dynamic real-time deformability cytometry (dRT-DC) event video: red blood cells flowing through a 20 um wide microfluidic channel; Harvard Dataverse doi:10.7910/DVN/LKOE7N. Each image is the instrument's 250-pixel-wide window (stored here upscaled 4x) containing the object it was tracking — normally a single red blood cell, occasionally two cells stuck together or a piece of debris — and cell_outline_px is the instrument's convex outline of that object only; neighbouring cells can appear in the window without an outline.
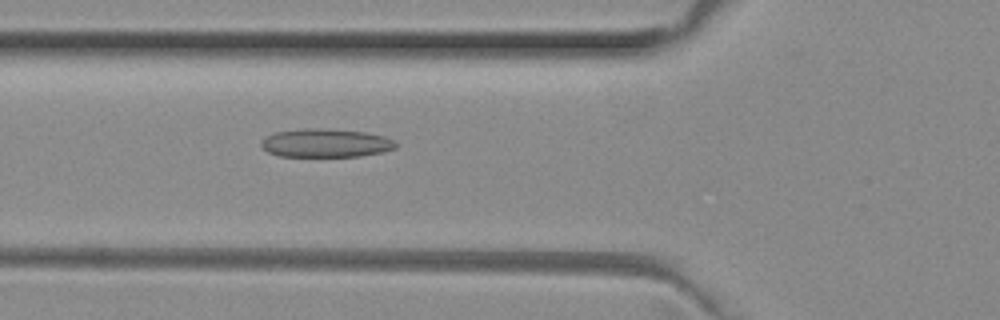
{"species": "common noctule bat (a hibernating species)", "species_latin": "Nyctalus noctula", "temperature_condition": "room temperature", "stored_images_in_passage": 28, "camera_frame_rate_fps": 3000, "um_per_image_px": 0.085, "animal": {"sex": "female", "body_mass_g": 29.2, "forearm_length_mm": 56.3}, "frame": {"image": 1, "passage_image": 3, "time_ms": 0.667, "image_size_px": [1000, 320], "cell_outline_px": [[396, 148], [380, 152], [360, 156], [280, 156], [268, 152], [260, 144], [260, 140], [276, 132], [304, 128], [324, 128], [364, 132], [384, 136], [396, 140]], "centroid_in_image_um": [27.69, 12.15], "position_along_channel_um": 98.1, "area_um2": 22.25}}
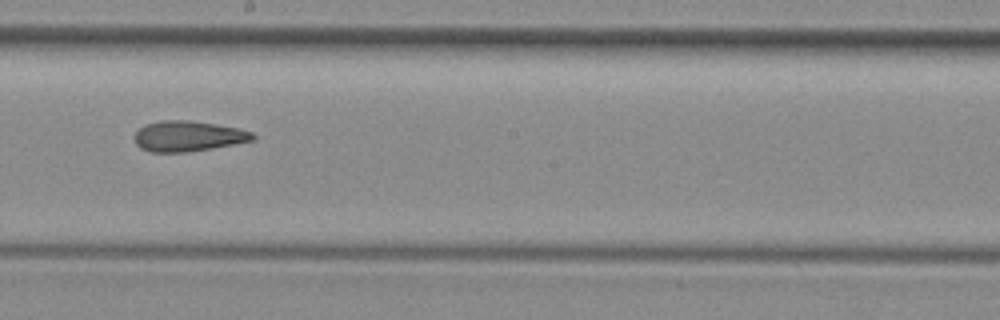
{"frame": {"image": 2, "passage_image": 13, "time_ms": 4.0, "image_size_px": [1000, 320], "cell_outline_px": [[256, 140], [212, 148], [184, 152], [152, 152], [140, 148], [136, 144], [136, 132], [144, 124], [160, 120], [192, 120], [216, 124], [236, 128], [252, 132], [256, 136]], "centroid_in_image_um": [16.0, 11.56], "position_along_channel_um": 232.2, "area_um2": 20.98}}
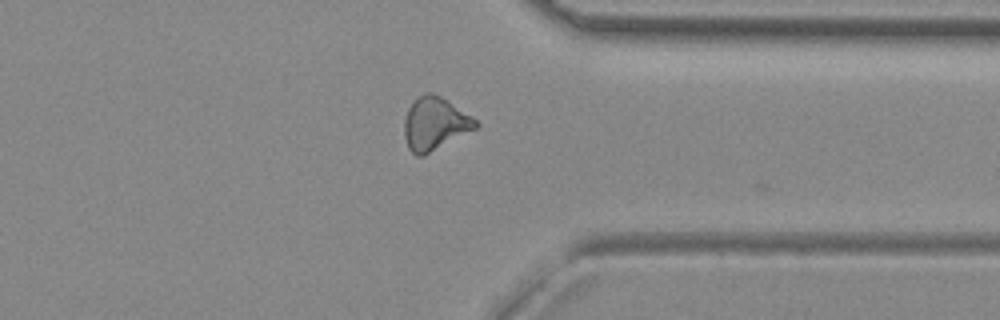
{"frame": {"image": 3, "passage_image": 24, "time_ms": 7.667, "image_size_px": [1000, 320], "cell_outline_px": [[480, 124], [476, 128], [424, 156], [416, 156], [408, 148], [404, 136], [404, 120], [408, 108], [424, 92], [432, 92], [440, 96], [472, 116]], "centroid_in_image_um": [36.95, 10.53], "position_along_channel_um": 374.5, "area_um2": 21.85}}